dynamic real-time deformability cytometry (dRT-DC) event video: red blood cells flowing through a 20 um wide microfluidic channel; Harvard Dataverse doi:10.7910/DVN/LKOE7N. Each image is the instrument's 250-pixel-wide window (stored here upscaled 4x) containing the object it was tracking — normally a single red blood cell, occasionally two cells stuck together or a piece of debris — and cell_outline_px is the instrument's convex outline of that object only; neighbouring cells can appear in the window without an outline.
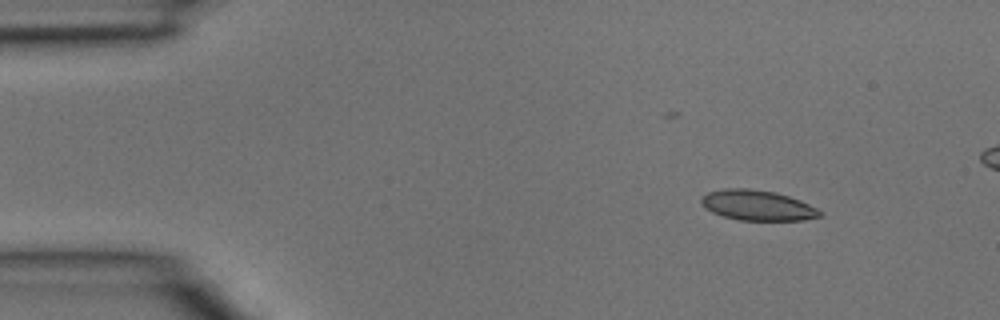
{"species": "common noctule bat (a hibernating species)", "species_latin": "Nyctalus noctula", "temperature_condition": "room temperature", "stored_images_in_passage": 4, "camera_frame_rate_fps": 3000, "um_per_image_px": 0.085, "animal": {"sex": "male", "body_mass_g": 15.6}, "frame": {"image": 1, "passage_image": 1, "time_ms": 0.0, "image_size_px": [1000, 320], "cell_outline_px": [[824, 212], [820, 216], [804, 220], [740, 220], [724, 216], [712, 212], [704, 208], [700, 200], [708, 192], [724, 188], [748, 188], [776, 192], [800, 200]], "centroid_in_image_um": [64.38, 17.45], "position_along_channel_um": 20.6, "area_um2": 20.87}}